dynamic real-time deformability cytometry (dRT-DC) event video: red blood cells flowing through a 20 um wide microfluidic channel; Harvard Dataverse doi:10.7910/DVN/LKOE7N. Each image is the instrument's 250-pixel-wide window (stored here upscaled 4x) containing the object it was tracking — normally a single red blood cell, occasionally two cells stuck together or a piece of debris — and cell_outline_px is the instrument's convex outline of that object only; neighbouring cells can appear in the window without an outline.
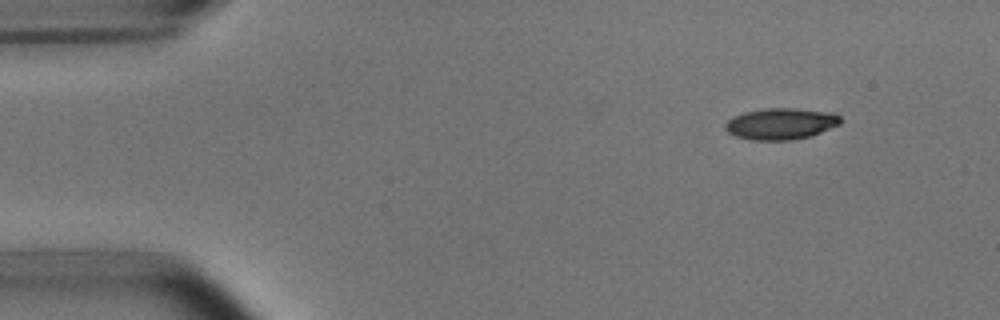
{"species": "common noctule bat (a hibernating species)", "species_latin": "Nyctalus noctula", "temperature_condition": "room temperature", "stored_images_in_passage": 5, "camera_frame_rate_fps": 3000, "um_per_image_px": 0.085, "animal": {"sex": "male", "body_mass_g": 15.6}, "frame": {"image": 1, "passage_image": 1, "time_ms": 0.0, "image_size_px": [1000, 320], "cell_outline_px": [[840, 124], [812, 136], [792, 140], [752, 140], [736, 136], [728, 132], [724, 128], [724, 124], [732, 116], [744, 112], [764, 108], [796, 108], [832, 112], [840, 116]], "centroid_in_image_um": [66.36, 10.51], "position_along_channel_um": 18.6, "area_um2": 21.27}}
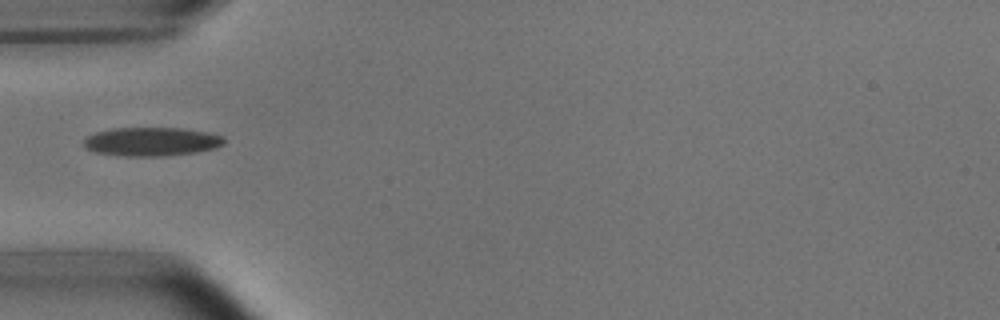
{"frame": {"image": 2, "passage_image": 4, "time_ms": 1.0, "image_size_px": [1000, 320], "cell_outline_px": [[224, 144], [216, 148], [196, 152], [164, 156], [124, 156], [96, 152], [88, 148], [84, 144], [84, 140], [88, 136], [96, 132], [112, 128], [184, 128], [208, 132], [224, 136]], "centroid_in_image_um": [12.93, 12.03], "position_along_channel_um": 72.1, "area_um2": 23.47}}